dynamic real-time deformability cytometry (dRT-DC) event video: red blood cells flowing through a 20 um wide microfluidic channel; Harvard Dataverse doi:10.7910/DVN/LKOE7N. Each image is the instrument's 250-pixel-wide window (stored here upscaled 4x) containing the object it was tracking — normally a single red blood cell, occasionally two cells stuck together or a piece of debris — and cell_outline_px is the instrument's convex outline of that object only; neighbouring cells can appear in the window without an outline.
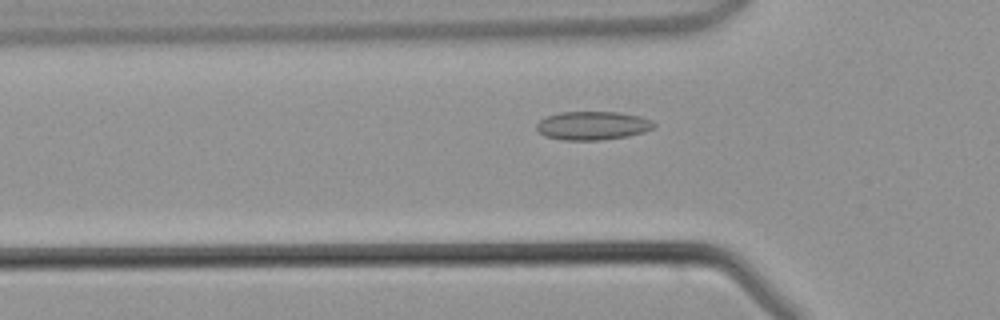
{"species": "common noctule bat (a hibernating species)", "species_latin": "Nyctalus noctula", "temperature_condition": "warm", "stored_images_in_passage": 36, "camera_frame_rate_fps": 3000, "um_per_image_px": 0.085, "animal": {"sex": "male", "body_mass_g": 21.5, "forearm_length_mm": 52.0}, "frame": {"image": 1, "passage_image": 6, "time_ms": 1.667, "image_size_px": [1000, 320], "cell_outline_px": [[656, 124], [652, 128], [644, 132], [628, 136], [600, 140], [564, 140], [544, 136], [536, 128], [536, 124], [544, 116], [560, 112], [620, 112], [640, 116], [652, 120]], "centroid_in_image_um": [50.36, 10.67], "position_along_channel_um": 75.4, "area_um2": 19.65}}
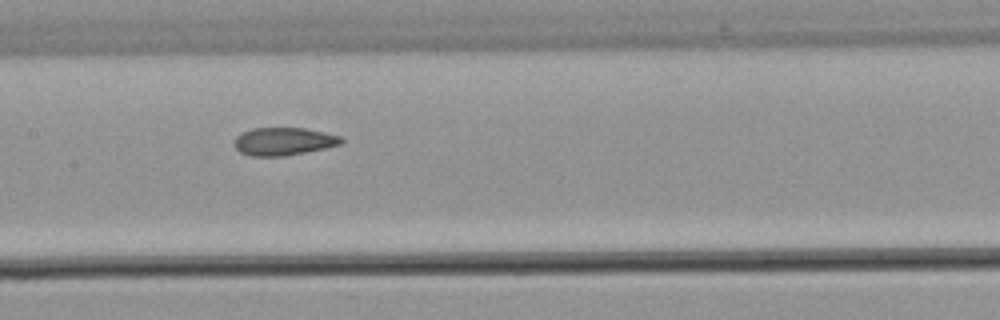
{"frame": {"image": 2, "passage_image": 13, "time_ms": 4.0, "image_size_px": [1000, 320], "cell_outline_px": [[344, 140], [340, 144], [324, 148], [284, 156], [252, 156], [240, 152], [232, 144], [232, 140], [240, 132], [252, 128], [304, 128], [324, 132], [340, 136]], "centroid_in_image_um": [24.04, 12.01], "position_along_channel_um": 183.4, "area_um2": 17.4}}
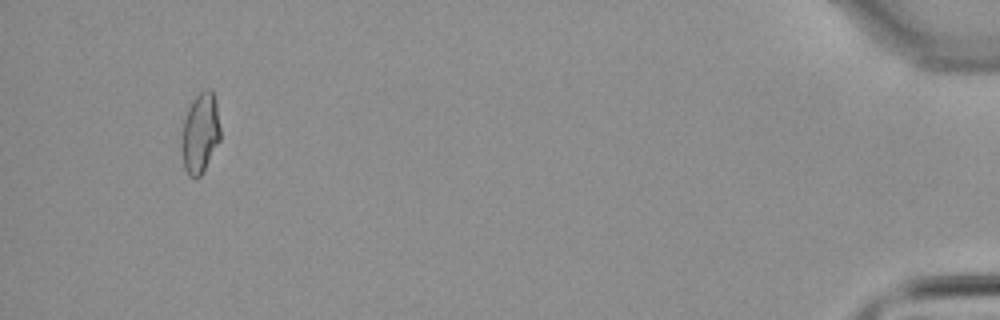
{"frame": {"image": 3, "passage_image": 34, "time_ms": 11.0, "image_size_px": [1000, 320], "cell_outline_px": [[220, 140], [200, 176], [196, 180], [188, 176], [184, 168], [180, 144], [180, 140], [184, 120], [188, 108], [192, 100], [204, 88], [212, 88], [216, 100], [220, 128]], "centroid_in_image_um": [17.0, 11.3], "position_along_channel_um": 418.2, "area_um2": 18.44}}